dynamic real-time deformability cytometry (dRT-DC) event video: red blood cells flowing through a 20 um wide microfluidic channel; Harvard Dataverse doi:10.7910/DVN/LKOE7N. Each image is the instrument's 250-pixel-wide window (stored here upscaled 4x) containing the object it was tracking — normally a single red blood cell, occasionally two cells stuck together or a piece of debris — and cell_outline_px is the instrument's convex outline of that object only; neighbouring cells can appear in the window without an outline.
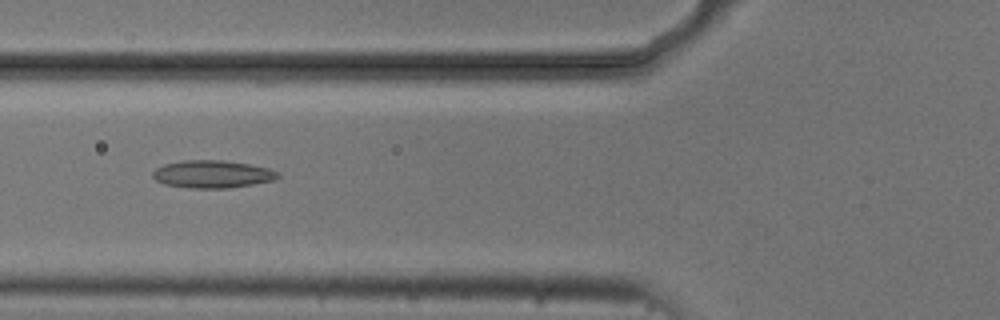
{"species": "common noctule bat (a hibernating species)", "species_latin": "Nyctalus noctula", "temperature_condition": "cold", "stored_images_in_passage": 7, "camera_frame_rate_fps": 3000, "um_per_image_px": 0.085, "animal": {"sex": "male", "body_mass_g": 20.5, "forearm_length_mm": 52.5}, "frame": {"image": 1, "passage_image": 6, "time_ms": 5.667, "image_size_px": [1000, 320], "cell_outline_px": [[280, 176], [272, 180], [252, 184], [228, 188], [188, 188], [164, 184], [156, 180], [152, 176], [152, 172], [156, 168], [164, 164], [184, 160], [224, 160], [248, 164], [268, 168], [280, 172]], "centroid_in_image_um": [18.03, 14.8], "position_along_channel_um": 107.8, "area_um2": 20.11}}
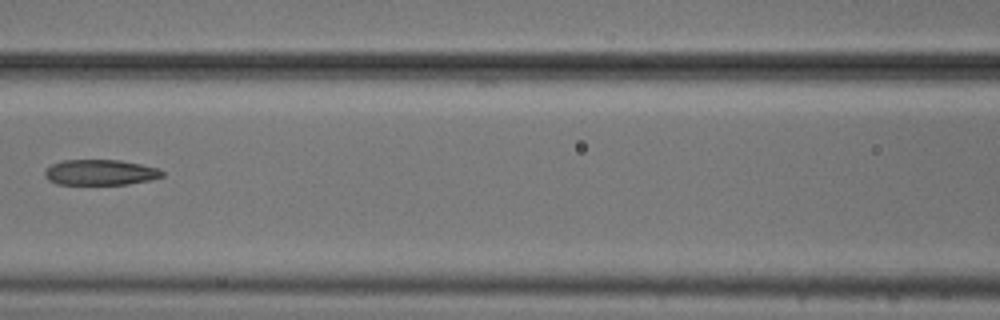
{"frame": {"image": 2, "passage_image": 7, "time_ms": 7.0, "image_size_px": [1000, 320], "cell_outline_px": [[164, 176], [152, 180], [128, 184], [56, 184], [48, 180], [44, 176], [44, 172], [52, 164], [64, 160], [120, 160], [160, 168], [164, 172]], "centroid_in_image_um": [8.56, 14.65], "position_along_channel_um": 158.0, "area_um2": 17.57}}